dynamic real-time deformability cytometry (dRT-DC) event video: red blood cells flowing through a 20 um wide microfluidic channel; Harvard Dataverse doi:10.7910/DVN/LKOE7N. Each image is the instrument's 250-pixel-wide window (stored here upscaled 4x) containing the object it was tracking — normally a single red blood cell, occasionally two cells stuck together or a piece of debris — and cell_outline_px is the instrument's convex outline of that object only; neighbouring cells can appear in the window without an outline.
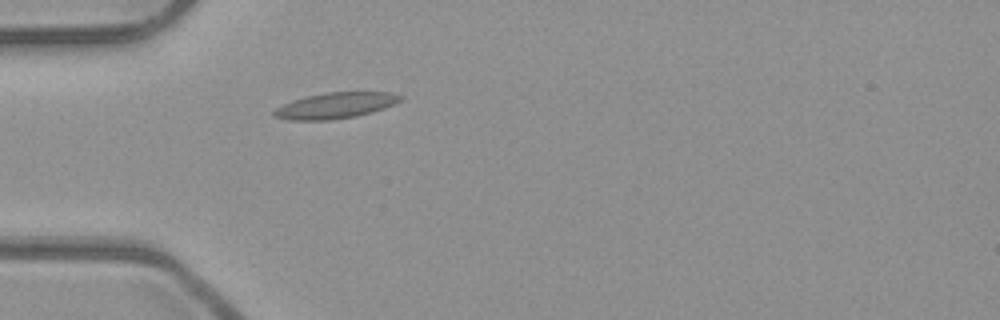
{"species": "common noctule bat (a hibernating species)", "species_latin": "Nyctalus noctula", "temperature_condition": "room temperature", "stored_images_in_passage": 1, "camera_frame_rate_fps": 3000, "um_per_image_px": 0.085, "animal": {"sex": "male", "body_mass_g": 23.1, "forearm_length_mm": 52.7}, "frame": {"image": 1, "passage_image": 1, "time_ms": 0.0, "image_size_px": [1000, 320], "cell_outline_px": [[404, 100], [384, 108], [372, 112], [356, 116], [328, 120], [288, 120], [272, 116], [272, 112], [276, 108], [292, 100], [304, 96], [324, 92], [392, 92], [404, 96]], "centroid_in_image_um": [28.52, 8.96], "position_along_channel_um": 56.5, "area_um2": 19.31}}